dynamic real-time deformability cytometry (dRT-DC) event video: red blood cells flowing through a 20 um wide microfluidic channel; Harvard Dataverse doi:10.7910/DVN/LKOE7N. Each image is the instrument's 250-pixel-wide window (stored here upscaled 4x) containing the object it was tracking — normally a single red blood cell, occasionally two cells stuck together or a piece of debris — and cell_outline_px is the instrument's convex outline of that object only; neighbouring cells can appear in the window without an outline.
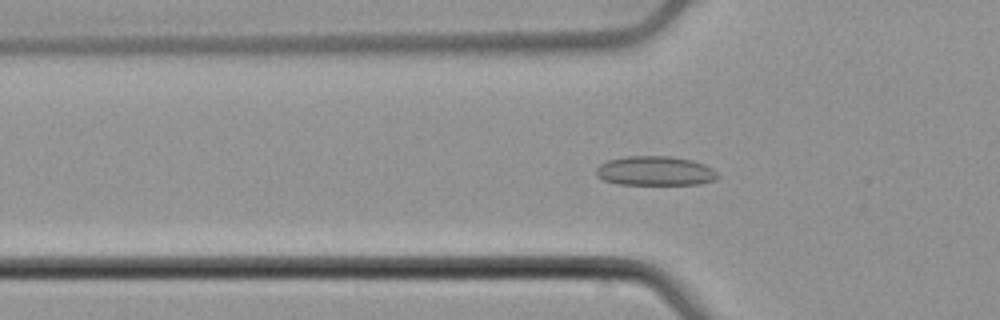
{"species": "common noctule bat (a hibernating species)", "species_latin": "Nyctalus noctula", "temperature_condition": "cold", "stored_images_in_passage": 46, "camera_frame_rate_fps": 3000, "um_per_image_px": 0.085, "animal": {"sex": "male", "body_mass_g": 21.5, "forearm_length_mm": 52.0}, "frame": {"image": 1, "passage_image": 15, "time_ms": 4.667, "image_size_px": [1000, 320], "cell_outline_px": [[720, 176], [716, 180], [700, 184], [620, 184], [604, 180], [596, 176], [596, 168], [600, 164], [608, 160], [628, 156], [668, 156], [692, 160], [704, 164], [712, 168]], "centroid_in_image_um": [55.7, 14.53], "position_along_channel_um": 70.1, "area_um2": 20.81}}
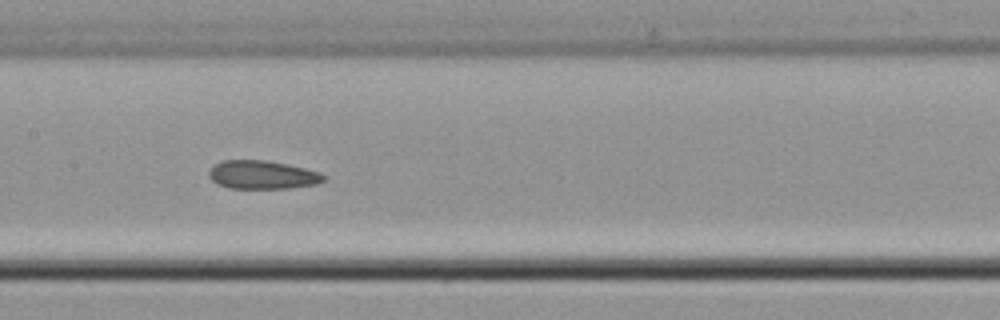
{"frame": {"image": 2, "passage_image": 24, "time_ms": 7.667, "image_size_px": [1000, 320], "cell_outline_px": [[328, 176], [324, 180], [316, 184], [288, 188], [228, 188], [212, 180], [208, 176], [208, 172], [216, 164], [224, 160], [264, 160], [288, 164], [320, 172]], "centroid_in_image_um": [22.33, 14.86], "position_along_channel_um": 185.1, "area_um2": 18.9}}
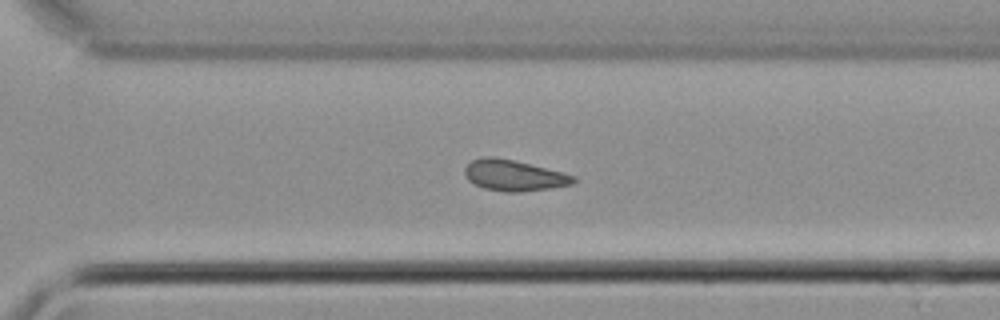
{"frame": {"image": 3, "passage_image": 35, "time_ms": 11.333, "image_size_px": [1000, 320], "cell_outline_px": [[576, 180], [572, 184], [548, 188], [520, 192], [504, 192], [484, 188], [468, 180], [464, 176], [464, 168], [472, 160], [480, 156], [492, 156], [516, 160], [564, 172], [576, 176]], "centroid_in_image_um": [43.67, 14.89], "position_along_channel_um": 326.9, "area_um2": 19.83}}